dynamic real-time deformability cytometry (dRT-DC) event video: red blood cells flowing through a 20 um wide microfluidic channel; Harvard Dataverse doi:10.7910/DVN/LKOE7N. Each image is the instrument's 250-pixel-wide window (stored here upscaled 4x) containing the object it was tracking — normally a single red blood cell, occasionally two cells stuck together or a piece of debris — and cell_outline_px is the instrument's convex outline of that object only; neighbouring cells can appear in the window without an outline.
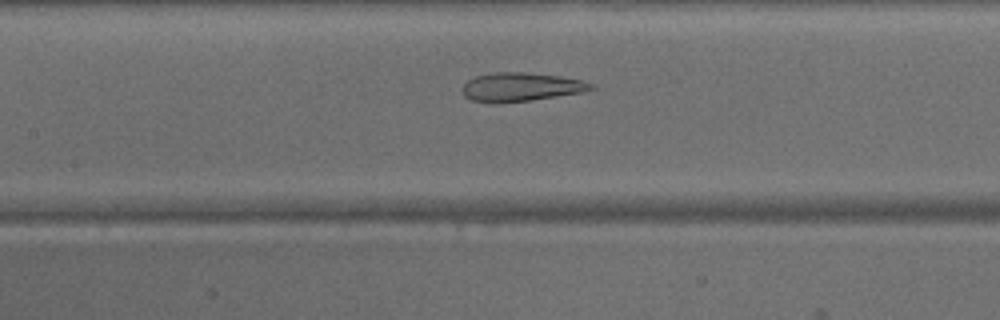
{"species": "common noctule bat (a hibernating species)", "species_latin": "Nyctalus noctula", "temperature_condition": "warm", "stored_images_in_passage": 40, "camera_frame_rate_fps": 3000, "um_per_image_px": 0.085, "animal": {"sex": "male", "body_mass_g": 15.6}, "frame": {"image": 1, "passage_image": 15, "time_ms": 4.667, "image_size_px": [1000, 320], "cell_outline_px": [[596, 88], [580, 92], [528, 100], [472, 100], [464, 96], [460, 88], [468, 80], [476, 76], [496, 72], [524, 72], [560, 76], [584, 80], [592, 84]], "centroid_in_image_um": [44.3, 7.34], "position_along_channel_um": 163.1, "area_um2": 20.63}}
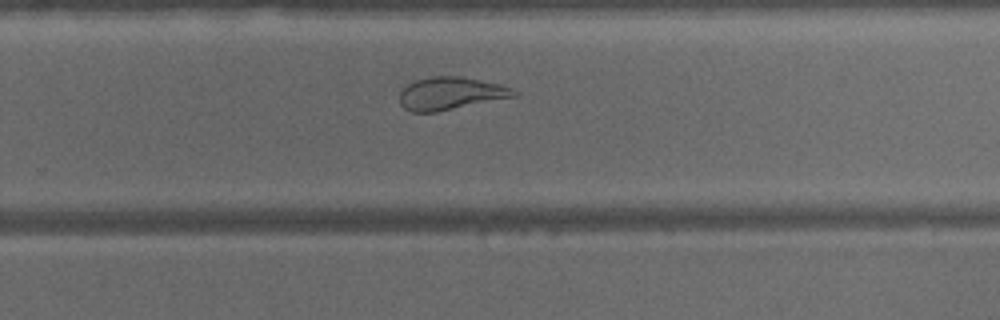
{"frame": {"image": 2, "passage_image": 24, "time_ms": 7.667, "image_size_px": [1000, 320], "cell_outline_px": [[516, 96], [436, 112], [412, 112], [404, 108], [400, 104], [400, 92], [408, 84], [416, 80], [432, 76], [464, 76], [500, 84], [516, 92]], "centroid_in_image_um": [38.27, 7.94], "position_along_channel_um": 291.5, "area_um2": 21.56}}
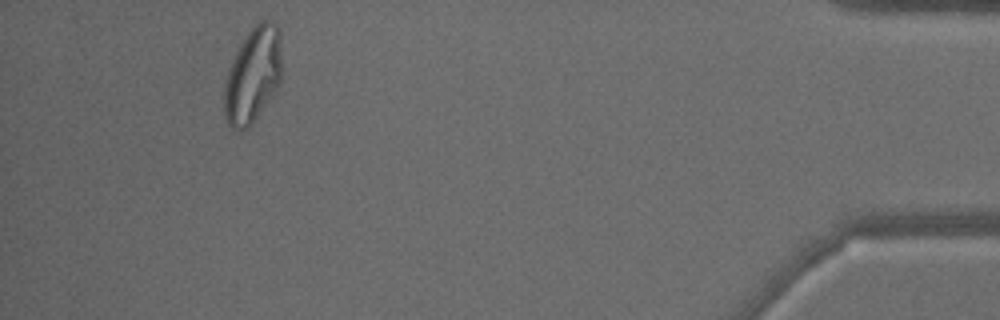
{"frame": {"image": 3, "passage_image": 37, "time_ms": 12.0, "image_size_px": [1000, 320], "cell_outline_px": [[280, 80], [256, 116], [244, 128], [236, 132], [228, 124], [224, 112], [224, 84], [228, 68], [244, 36], [260, 20], [272, 20], [280, 28]], "centroid_in_image_um": [21.46, 6.31], "position_along_channel_um": 413.7, "area_um2": 31.33}}